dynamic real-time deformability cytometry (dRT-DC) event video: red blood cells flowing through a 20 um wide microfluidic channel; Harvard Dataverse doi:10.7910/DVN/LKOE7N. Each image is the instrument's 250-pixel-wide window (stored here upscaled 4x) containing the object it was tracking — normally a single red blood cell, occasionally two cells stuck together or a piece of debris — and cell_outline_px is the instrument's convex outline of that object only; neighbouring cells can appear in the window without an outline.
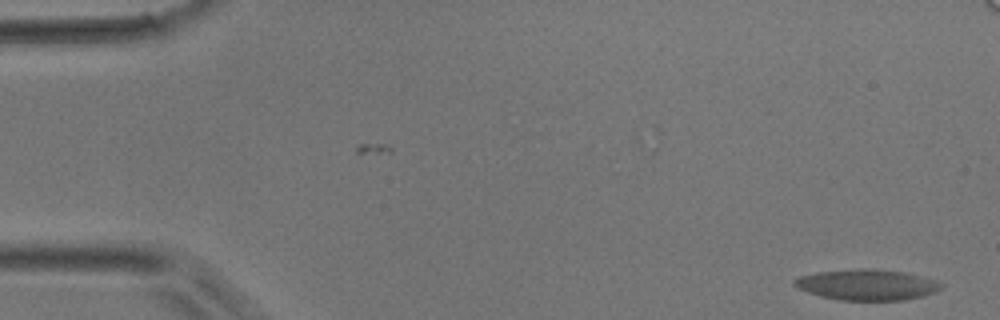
{"species": "common noctule bat (a hibernating species)", "species_latin": "Nyctalus noctula", "temperature_condition": "room temperature", "stored_images_in_passage": 50, "camera_frame_rate_fps": 3000, "um_per_image_px": 0.085, "animal": {"sex": "male", "body_mass_g": 17.9}, "frame": {"image": 1, "passage_image": 1, "time_ms": 0.0, "image_size_px": [1000, 320], "cell_outline_px": [[944, 288], [936, 292], [924, 296], [904, 300], [840, 300], [820, 296], [808, 292], [792, 284], [792, 280], [800, 276], [816, 272], [860, 268], [872, 268], [904, 272], [940, 280], [944, 284]], "centroid_in_image_um": [73.76, 24.2], "position_along_channel_um": 11.2, "area_um2": 26.7}}
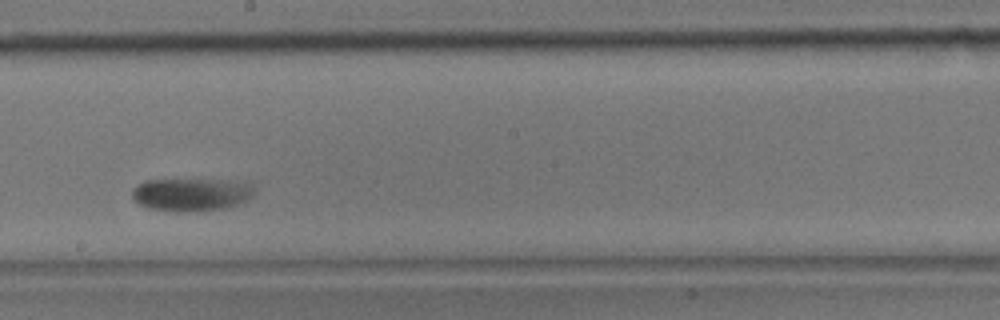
{"frame": {"image": 2, "passage_image": 32, "time_ms": 10.333, "image_size_px": [1000, 320], "cell_outline_px": [[256, 188], [252, 196], [248, 200], [224, 208], [188, 212], [176, 212], [148, 208], [140, 204], [132, 196], [132, 188], [144, 180], [244, 180]], "centroid_in_image_um": [16.29, 16.52], "position_along_channel_um": 231.9, "area_um2": 23.64}}
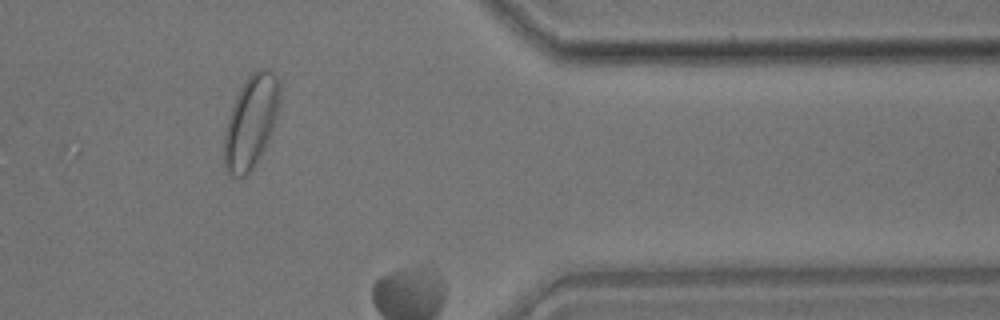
{"frame": {"image": 3, "passage_image": 46, "time_ms": 15.0, "image_size_px": [1000, 320], "cell_outline_px": [[280, 100], [276, 120], [272, 132], [260, 156], [252, 168], [240, 180], [232, 176], [224, 168], [224, 132], [236, 96], [240, 88], [248, 76], [256, 68], [264, 68], [272, 72], [276, 76], [280, 84]], "centroid_in_image_um": [21.34, 10.35], "position_along_channel_um": 390.1, "area_um2": 30.11}}